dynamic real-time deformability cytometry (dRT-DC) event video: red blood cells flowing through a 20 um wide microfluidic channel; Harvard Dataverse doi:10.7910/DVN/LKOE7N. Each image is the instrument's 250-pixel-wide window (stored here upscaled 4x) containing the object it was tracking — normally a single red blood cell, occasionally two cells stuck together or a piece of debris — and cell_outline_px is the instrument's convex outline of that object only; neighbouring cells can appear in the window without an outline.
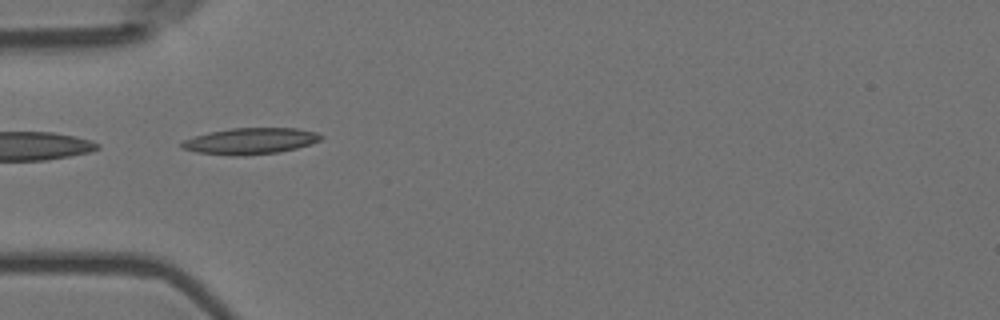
{"species": "Egyptian fruit bat (a non-hibernating species)", "species_latin": "Rousettus aegyptiacus", "temperature_condition": "room temperature", "stored_images_in_passage": 3, "camera_frame_rate_fps": 3000, "um_per_image_px": 0.085, "animal": {"sex": "female"}, "frame": {"image": 1, "passage_image": 2, "time_ms": 0.333, "image_size_px": [1000, 320], "cell_outline_px": [[324, 136], [320, 140], [296, 148], [280, 152], [244, 156], [232, 156], [196, 152], [180, 148], [180, 144], [184, 140], [208, 132], [232, 128], [296, 128], [316, 132]], "centroid_in_image_um": [21.26, 11.99], "position_along_channel_um": 63.7, "area_um2": 21.33}}
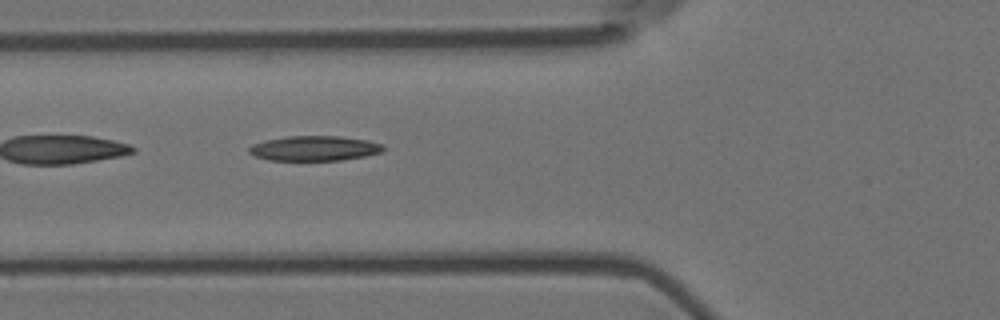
{"frame": {"image": 2, "passage_image": 3, "time_ms": 0.667, "image_size_px": [1000, 320], "cell_outline_px": [[384, 148], [380, 152], [364, 156], [340, 160], [268, 160], [256, 156], [248, 152], [248, 148], [252, 144], [264, 140], [288, 136], [340, 136], [368, 140], [384, 144]], "centroid_in_image_um": [26.71, 12.6], "position_along_channel_um": 99.1, "area_um2": 19.48}}